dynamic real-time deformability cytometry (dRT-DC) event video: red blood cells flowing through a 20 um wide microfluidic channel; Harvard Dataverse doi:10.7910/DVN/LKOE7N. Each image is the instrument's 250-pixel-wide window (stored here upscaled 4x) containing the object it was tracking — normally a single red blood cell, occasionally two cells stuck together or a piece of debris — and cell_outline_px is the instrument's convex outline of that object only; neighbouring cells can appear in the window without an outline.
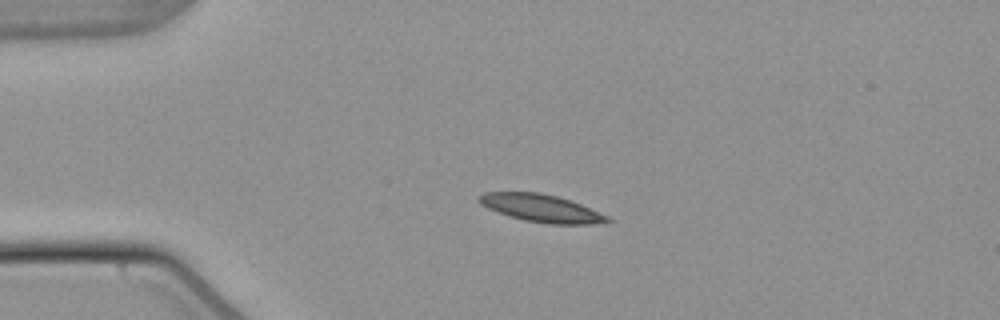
{"species": "common noctule bat (a hibernating species)", "species_latin": "Nyctalus noctula", "temperature_condition": "warm", "stored_images_in_passage": 43, "camera_frame_rate_fps": 3000, "um_per_image_px": 0.085, "animal": {"sex": "male", "body_mass_g": 21.5, "forearm_length_mm": 52.0}, "frame": {"image": 1, "passage_image": 1, "time_ms": 0.0, "image_size_px": [1000, 320], "cell_outline_px": [[612, 220], [608, 224], [548, 224], [524, 220], [508, 216], [488, 208], [480, 204], [476, 200], [476, 196], [484, 192], [540, 192], [572, 200], [608, 216]], "centroid_in_image_um": [46.02, 17.7], "position_along_channel_um": 39.0, "area_um2": 20.98}}
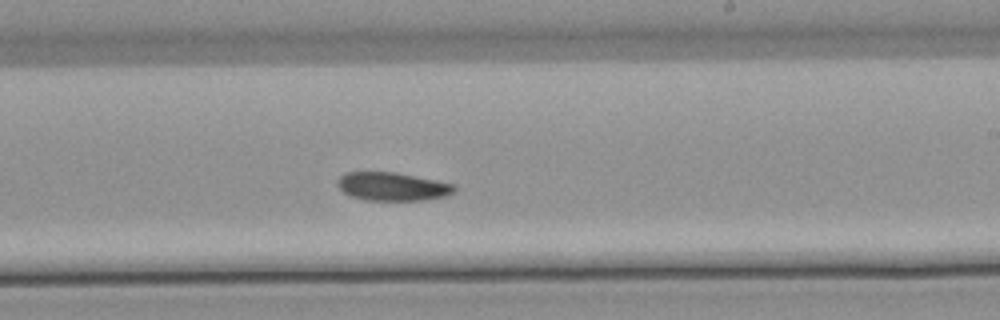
{"frame": {"image": 2, "passage_image": 21, "time_ms": 6.667, "image_size_px": [1000, 320], "cell_outline_px": [[456, 188], [448, 196], [424, 200], [368, 200], [352, 196], [344, 192], [336, 184], [336, 180], [344, 172], [396, 172], [456, 184]], "centroid_in_image_um": [33.36, 15.84], "position_along_channel_um": 255.6, "area_um2": 19.36}}
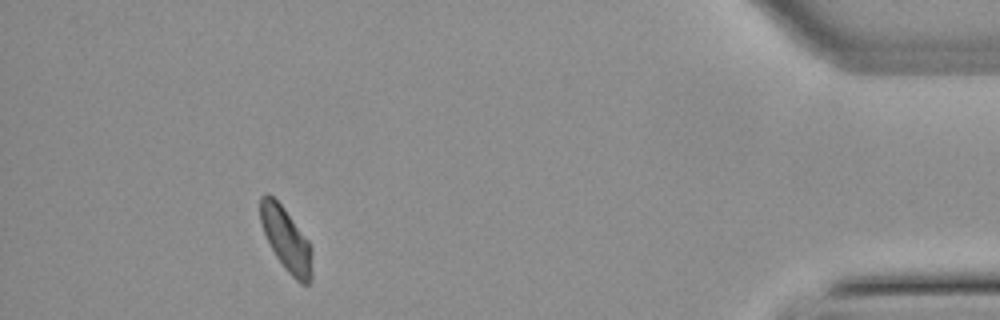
{"frame": {"image": 3, "passage_image": 38, "time_ms": 12.333, "image_size_px": [1000, 320], "cell_outline_px": [[312, 276], [308, 284], [300, 284], [284, 268], [276, 256], [264, 232], [260, 220], [260, 196], [264, 192], [268, 192], [284, 208], [308, 240], [312, 248]], "centroid_in_image_um": [24.33, 20.35], "position_along_channel_um": 410.9, "area_um2": 19.07}, "authors_computed_cell_mechanics": {"area_um2": 19.7676, "velocity_mm_per_s": 3.7701, "shape_relaxation_time_tau1_ms": 5.5611, "shape_relaxation_time_tau2_ms": null, "deformation_change_tau1": 0.1272, "deformation_change_tau2": null}}